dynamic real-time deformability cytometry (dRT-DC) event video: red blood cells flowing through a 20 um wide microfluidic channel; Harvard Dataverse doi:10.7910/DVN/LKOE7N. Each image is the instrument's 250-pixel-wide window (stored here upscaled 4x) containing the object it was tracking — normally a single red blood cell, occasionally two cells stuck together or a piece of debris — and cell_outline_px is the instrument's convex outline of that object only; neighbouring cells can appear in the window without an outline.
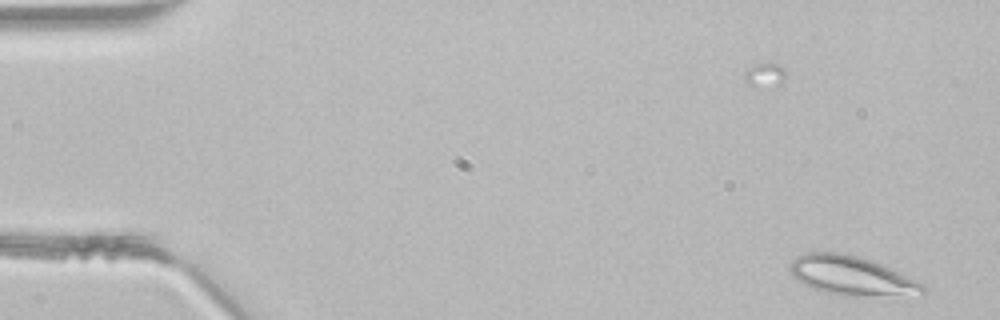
{"species": "common noctule bat (a hibernating species)", "species_latin": "Nyctalus noctula", "temperature_condition": "room temperature", "stored_images_in_passage": 45, "segment_of_instrument_passage": [1, 2], "camera_frame_rate_fps": 3000, "um_per_image_px": 0.085, "animal": {"sex": "male", "body_mass_g": 21.5, "forearm_length_mm": 52.0}, "frame": {"image": 1, "passage_image": 1, "time_ms": 0.0, "image_size_px": [1000, 320], "cell_outline_px": [[928, 288], [924, 296], [856, 296], [828, 292], [812, 288], [804, 284], [792, 276], [792, 260], [796, 256], [804, 252], [840, 252], [872, 260], [916, 280], [924, 284]], "centroid_in_image_um": [72.48, 23.45], "position_along_channel_um": 12.5, "area_um2": 30.4}}
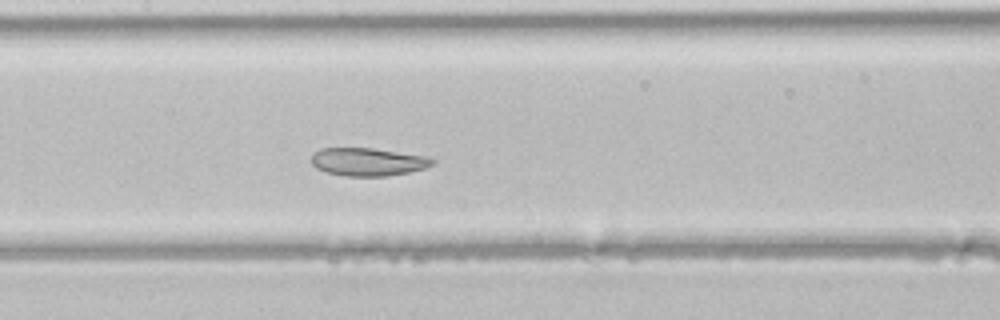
{"frame": {"image": 2, "passage_image": 21, "time_ms": 6.667, "image_size_px": [1000, 320], "cell_outline_px": [[436, 160], [432, 164], [424, 168], [408, 172], [388, 176], [344, 176], [328, 172], [316, 168], [312, 164], [312, 156], [320, 148], [372, 148], [424, 156]], "centroid_in_image_um": [31.25, 13.76], "position_along_channel_um": 176.1, "area_um2": 19.48}}
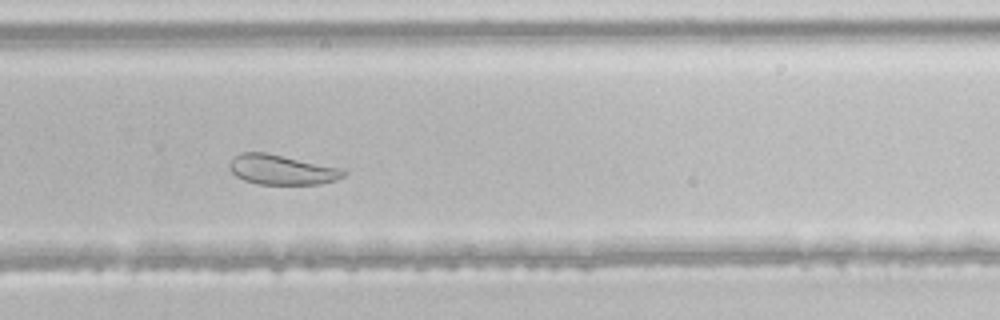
{"frame": {"image": 3, "passage_image": 30, "time_ms": 9.667, "image_size_px": [1000, 320], "cell_outline_px": [[348, 172], [344, 176], [336, 180], [320, 184], [256, 184], [244, 180], [236, 176], [228, 168], [228, 164], [232, 156], [240, 152], [268, 152], [344, 168]], "centroid_in_image_um": [23.95, 14.41], "position_along_channel_um": 305.9, "area_um2": 20.4}}